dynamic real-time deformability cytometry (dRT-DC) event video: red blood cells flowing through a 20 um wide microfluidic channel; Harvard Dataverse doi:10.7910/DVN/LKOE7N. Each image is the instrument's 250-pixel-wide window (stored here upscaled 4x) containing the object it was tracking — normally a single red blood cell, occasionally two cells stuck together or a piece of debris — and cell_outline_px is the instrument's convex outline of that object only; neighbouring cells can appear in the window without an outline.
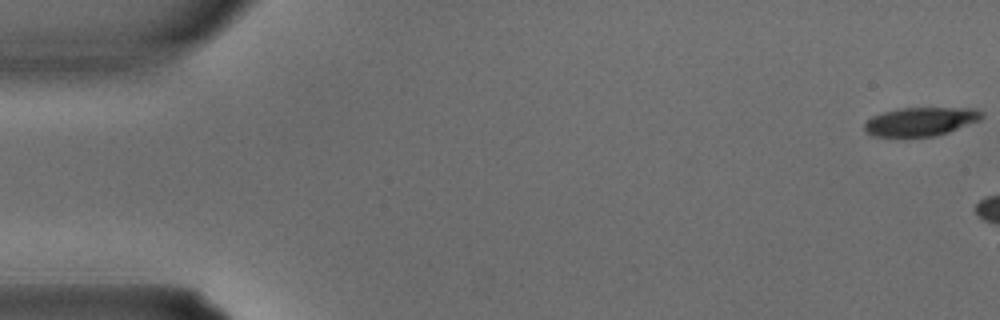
{"species": "common noctule bat (a hibernating species)", "species_latin": "Nyctalus noctula", "temperature_condition": "warm", "stored_images_in_passage": 2, "segment_of_instrument_passage": [2, 2], "camera_frame_rate_fps": 3000, "um_per_image_px": 0.085, "animal": {"sex": "male", "body_mass_g": 15.6}, "frame": {"image": 1, "passage_image": 2, "time_ms": 0.333, "image_size_px": [1000, 320], "cell_outline_px": [[984, 116], [980, 120], [948, 132], [936, 136], [872, 136], [864, 132], [864, 124], [872, 116], [884, 112], [900, 108], [976, 108], [984, 112]], "centroid_in_image_um": [78.27, 10.33], "position_along_channel_um": 6.7, "area_um2": 19.59}}